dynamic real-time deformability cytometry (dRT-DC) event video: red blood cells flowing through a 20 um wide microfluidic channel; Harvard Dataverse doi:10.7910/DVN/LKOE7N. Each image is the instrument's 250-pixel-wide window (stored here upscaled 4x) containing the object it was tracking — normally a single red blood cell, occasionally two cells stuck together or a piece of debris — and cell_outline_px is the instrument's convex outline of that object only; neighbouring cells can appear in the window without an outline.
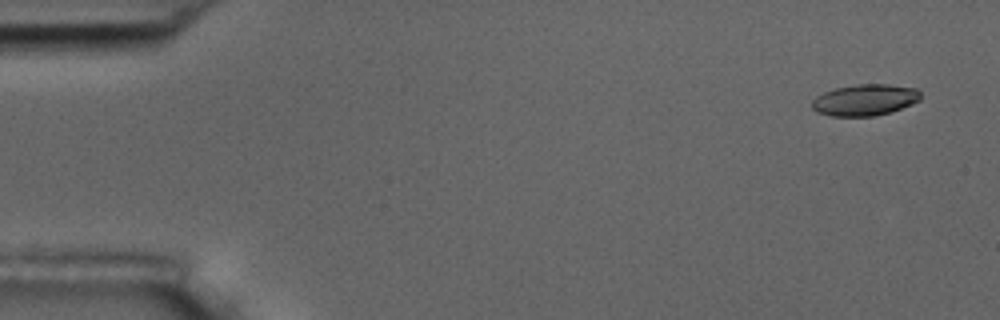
{"species": "common noctule bat (a hibernating species)", "species_latin": "Nyctalus noctula", "temperature_condition": "room temperature", "stored_images_in_passage": 4, "camera_frame_rate_fps": 3000, "um_per_image_px": 0.085, "animal": {"sex": "male", "body_mass_g": 17.5, "forearm_length_mm": 52.3}, "frame": {"image": 1, "passage_image": 1, "time_ms": 0.0, "image_size_px": [1000, 320], "cell_outline_px": [[920, 100], [912, 104], [892, 112], [876, 116], [832, 116], [816, 112], [812, 108], [812, 100], [816, 96], [824, 92], [836, 88], [856, 84], [888, 84], [916, 88], [920, 92]], "centroid_in_image_um": [73.52, 8.5], "position_along_channel_um": 11.5, "area_um2": 20.0}}
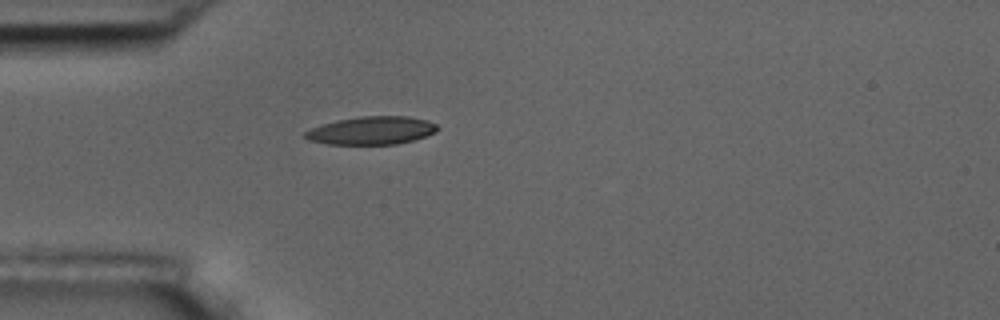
{"frame": {"image": 2, "passage_image": 4, "time_ms": 4.333, "image_size_px": [1000, 320], "cell_outline_px": [[440, 128], [436, 132], [412, 140], [396, 144], [328, 144], [308, 140], [304, 136], [304, 132], [312, 128], [336, 120], [360, 116], [408, 116], [428, 120], [436, 124]], "centroid_in_image_um": [31.6, 11.08], "position_along_channel_um": 53.4, "area_um2": 21.56}}